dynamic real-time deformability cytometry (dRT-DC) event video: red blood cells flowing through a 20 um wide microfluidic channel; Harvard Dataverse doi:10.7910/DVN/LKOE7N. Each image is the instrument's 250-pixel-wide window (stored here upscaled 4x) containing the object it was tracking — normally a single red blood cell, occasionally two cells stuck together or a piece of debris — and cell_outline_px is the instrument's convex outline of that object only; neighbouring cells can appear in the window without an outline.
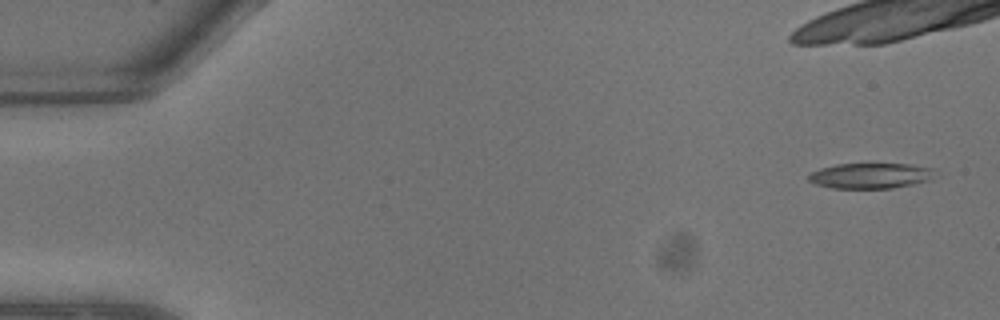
{"species": "common noctule bat (a hibernating species)", "species_latin": "Nyctalus noctula", "temperature_condition": "warm", "stored_images_in_passage": 9, "camera_frame_rate_fps": 3000, "um_per_image_px": 0.085, "animal": {"sex": "male", "body_mass_g": 13.3}, "frame": {"image": 1, "passage_image": 1, "time_ms": 0.0, "image_size_px": [1000, 320], "cell_outline_px": [[936, 168], [928, 180], [912, 184], [892, 188], [832, 188], [816, 184], [808, 180], [808, 176], [812, 172], [820, 168], [836, 164], [908, 164]], "centroid_in_image_um": [73.97, 14.93], "position_along_channel_um": 11.0, "area_um2": 18.55}}